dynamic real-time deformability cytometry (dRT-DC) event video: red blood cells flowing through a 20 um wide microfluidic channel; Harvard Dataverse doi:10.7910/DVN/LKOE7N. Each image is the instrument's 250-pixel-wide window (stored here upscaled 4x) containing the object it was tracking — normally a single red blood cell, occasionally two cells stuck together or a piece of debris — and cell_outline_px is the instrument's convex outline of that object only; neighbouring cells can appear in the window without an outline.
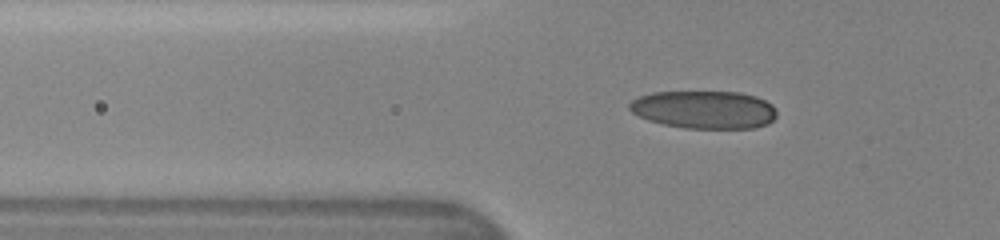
{"species": "human", "species_latin": "Homo sapiens", "temperature_condition": "cold", "stored_images_in_passage": 38, "camera_frame_rate_fps": 3000, "um_per_image_px": 0.085, "donor": {"sex": "female"}, "frame": {"image": 1, "passage_image": 6, "time_ms": 2.333, "image_size_px": [1000, 240], "cell_outline_px": [[776, 116], [768, 124], [756, 128], [684, 128], [664, 124], [648, 120], [632, 112], [628, 108], [628, 104], [632, 100], [640, 96], [652, 92], [740, 92], [756, 96], [772, 104], [776, 108]], "centroid_in_image_um": [59.87, 9.32], "position_along_channel_um": 65.9, "area_um2": 32.6}}
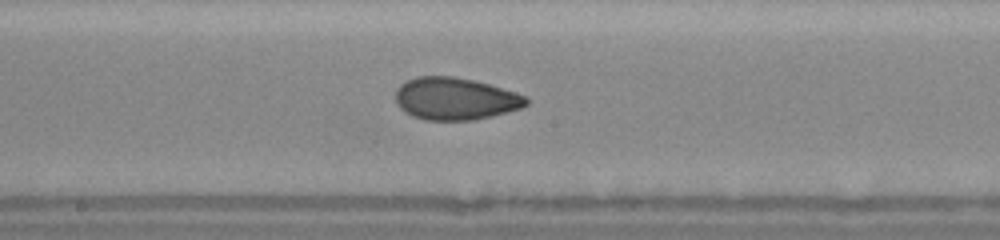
{"frame": {"image": 2, "passage_image": 17, "time_ms": 6.667, "image_size_px": [1000, 240], "cell_outline_px": [[528, 104], [520, 108], [492, 116], [472, 120], [424, 120], [412, 116], [400, 108], [396, 104], [396, 88], [400, 84], [416, 76], [452, 76], [472, 80], [488, 84], [516, 92], [528, 96]], "centroid_in_image_um": [38.68, 8.39], "position_along_channel_um": 209.5, "area_um2": 32.25}}
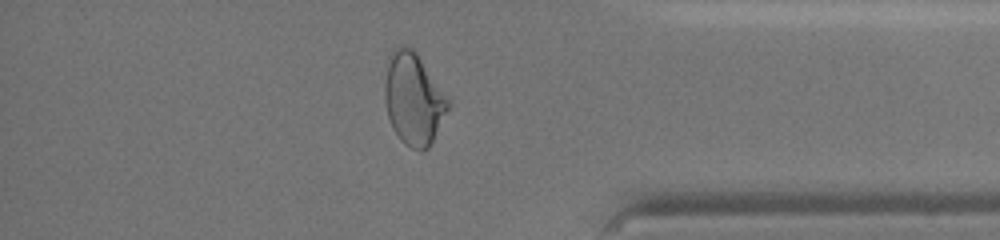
{"frame": {"image": 3, "passage_image": 31, "time_ms": 12.333, "image_size_px": [1000, 240], "cell_outline_px": [[452, 104], [428, 148], [420, 152], [404, 144], [400, 140], [392, 128], [388, 116], [384, 100], [384, 84], [388, 64], [392, 48], [400, 44], [412, 48], [416, 52], [452, 100]], "centroid_in_image_um": [35.17, 8.4], "position_along_channel_um": 400.0, "area_um2": 34.51}}